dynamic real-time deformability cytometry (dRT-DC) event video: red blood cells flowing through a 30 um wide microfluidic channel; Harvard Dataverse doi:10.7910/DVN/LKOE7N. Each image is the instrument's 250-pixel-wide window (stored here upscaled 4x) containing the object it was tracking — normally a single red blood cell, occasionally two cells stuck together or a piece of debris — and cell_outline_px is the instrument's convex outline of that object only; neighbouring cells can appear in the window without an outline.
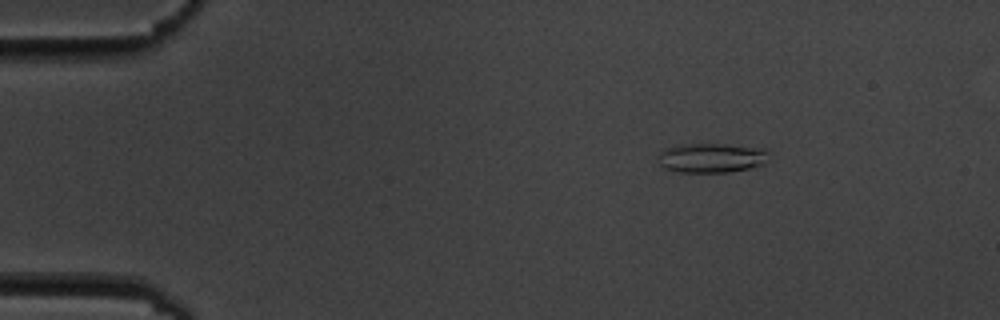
{"species": "common noctule bat (a hibernating species)", "species_latin": "Nyctalus noctula", "temperature_condition": "cold", "stored_images_in_passage": 11, "camera_frame_rate_fps": 3000, "um_per_image_px": 0.085, "animal": {"sex": "male", "body_mass_g": 19.5, "forearm_length_mm": 54.6}, "frame": {"image": 1, "passage_image": 2, "time_ms": 2.333, "image_size_px": [1000, 320], "cell_outline_px": [[768, 152], [764, 164], [748, 168], [728, 172], [680, 172], [664, 168], [660, 164], [656, 156], [664, 148], [684, 144], [724, 144], [764, 148]], "centroid_in_image_um": [60.43, 13.41], "position_along_channel_um": 24.6, "area_um2": 19.02}}
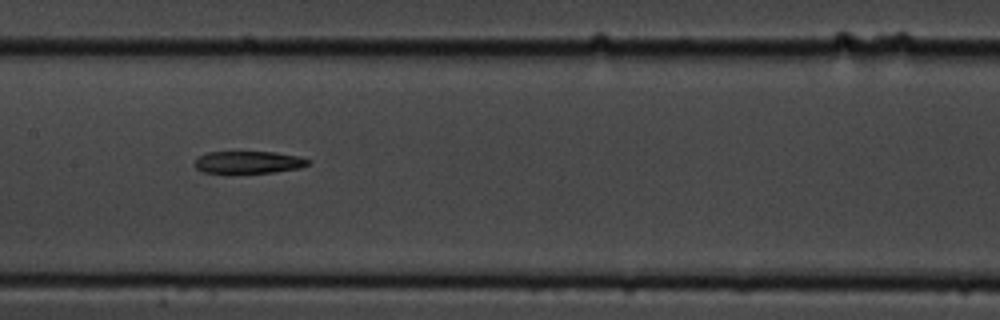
{"frame": {"image": 2, "passage_image": 8, "time_ms": 9.0, "image_size_px": [1000, 320], "cell_outline_px": [[312, 160], [308, 164], [300, 168], [272, 172], [228, 176], [204, 172], [196, 168], [192, 164], [196, 156], [208, 152], [276, 152], [300, 156]], "centroid_in_image_um": [21.03, 13.83], "position_along_channel_um": 186.4, "area_um2": 15.72}}
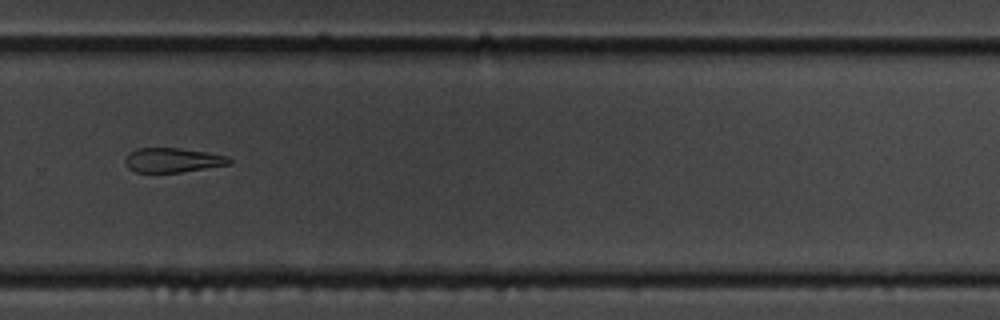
{"frame": {"image": 3, "passage_image": 11, "time_ms": 12.667, "image_size_px": [1000, 320], "cell_outline_px": [[232, 164], [180, 172], [136, 172], [128, 168], [124, 160], [128, 152], [136, 148], [180, 148], [228, 156], [232, 160]], "centroid_in_image_um": [14.66, 13.61], "position_along_channel_um": 315.1, "area_um2": 14.85}}